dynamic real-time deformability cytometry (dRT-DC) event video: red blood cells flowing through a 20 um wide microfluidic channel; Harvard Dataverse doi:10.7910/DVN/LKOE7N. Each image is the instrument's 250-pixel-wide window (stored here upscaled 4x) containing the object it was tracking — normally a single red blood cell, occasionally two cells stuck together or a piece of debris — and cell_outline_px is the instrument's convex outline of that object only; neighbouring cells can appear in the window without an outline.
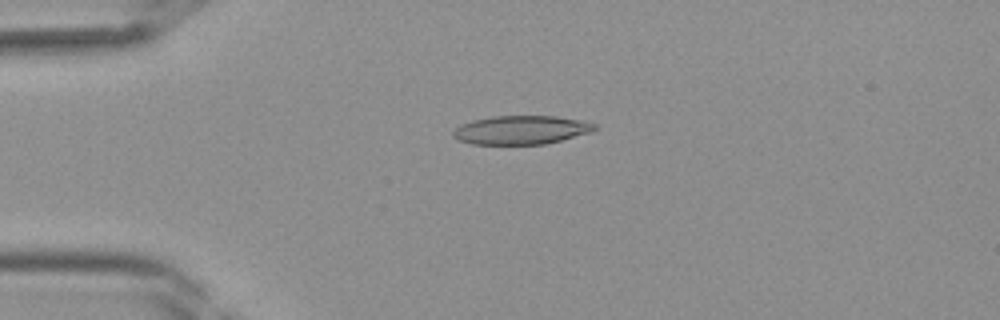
{"species": "Egyptian fruit bat (a non-hibernating species)", "species_latin": "Rousettus aegyptiacus", "temperature_condition": "room temperature", "stored_images_in_passage": 40, "camera_frame_rate_fps": 3000, "um_per_image_px": 0.085, "frame": {"image": 1, "passage_image": 10, "time_ms": 3.0, "image_size_px": [1000, 320], "cell_outline_px": [[600, 128], [592, 132], [544, 144], [472, 144], [456, 140], [452, 136], [452, 132], [460, 124], [472, 120], [492, 116], [556, 116], [580, 120], [596, 124]], "centroid_in_image_um": [44.28, 11.04], "position_along_channel_um": 40.7, "area_um2": 23.81}}
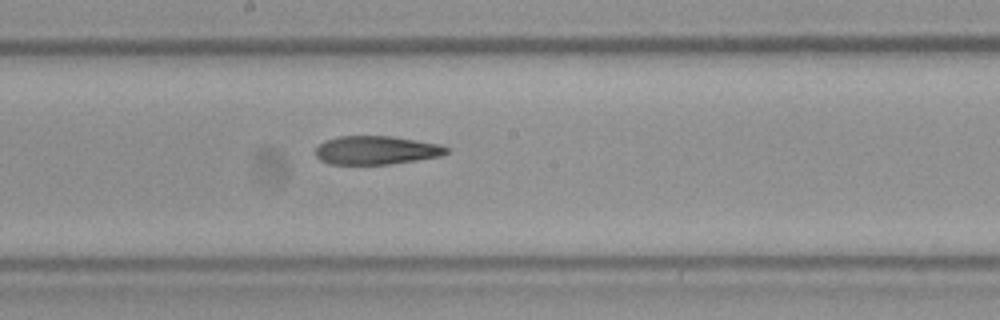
{"frame": {"image": 2, "passage_image": 22, "time_ms": 7.0, "image_size_px": [1000, 320], "cell_outline_px": [[448, 152], [440, 156], [416, 160], [388, 164], [328, 164], [320, 160], [316, 156], [316, 148], [324, 140], [340, 136], [392, 136], [440, 144], [448, 148]], "centroid_in_image_um": [31.96, 12.76], "position_along_channel_um": 216.2, "area_um2": 21.73}}
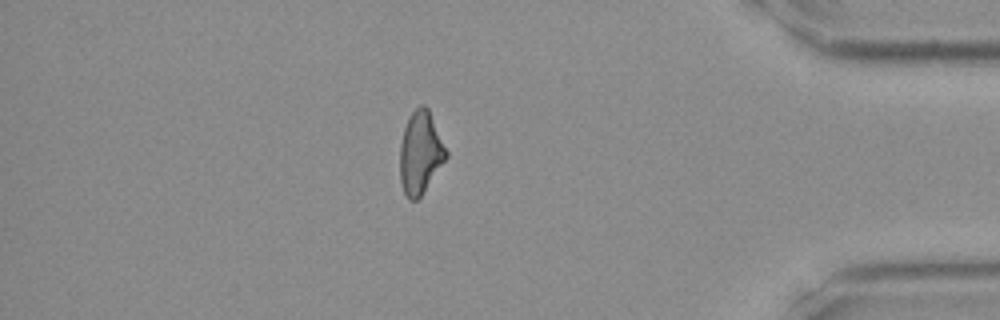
{"frame": {"image": 3, "passage_image": 35, "time_ms": 11.333, "image_size_px": [1000, 320], "cell_outline_px": [[448, 156], [420, 196], [416, 200], [408, 200], [400, 184], [400, 144], [404, 128], [408, 116], [420, 104], [424, 104], [428, 108], [448, 152]], "centroid_in_image_um": [35.72, 12.96], "position_along_channel_um": 399.5, "area_um2": 22.14}}